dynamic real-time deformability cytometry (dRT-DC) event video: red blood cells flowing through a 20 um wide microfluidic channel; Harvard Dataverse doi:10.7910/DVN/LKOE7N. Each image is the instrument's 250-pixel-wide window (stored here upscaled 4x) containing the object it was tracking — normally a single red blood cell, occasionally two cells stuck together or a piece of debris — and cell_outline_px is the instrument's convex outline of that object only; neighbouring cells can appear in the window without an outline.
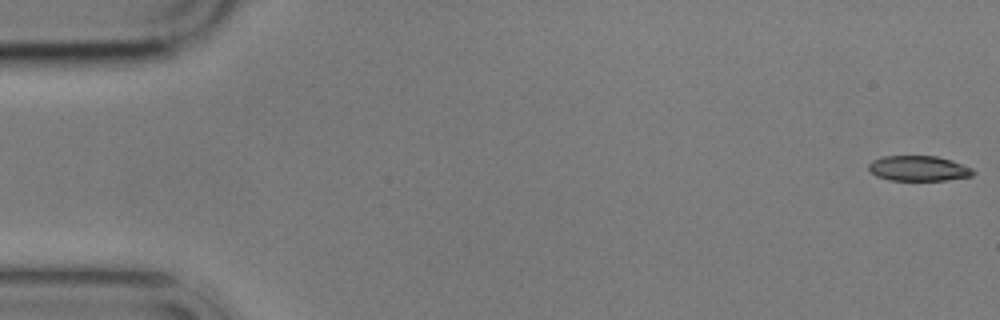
{"species": "common noctule bat (a hibernating species)", "species_latin": "Nyctalus noctula", "temperature_condition": "cold", "stored_images_in_passage": 6, "camera_frame_rate_fps": 3000, "um_per_image_px": 0.085, "animal": {"sex": "male", "body_mass_g": 17.9}, "frame": {"image": 1, "passage_image": 1, "time_ms": 0.0, "image_size_px": [1000, 320], "cell_outline_px": [[976, 172], [972, 176], [944, 180], [888, 180], [876, 176], [868, 168], [868, 164], [872, 160], [884, 156], [936, 156], [952, 160], [972, 168]], "centroid_in_image_um": [78.08, 14.31], "position_along_channel_um": 6.9, "area_um2": 15.37}}
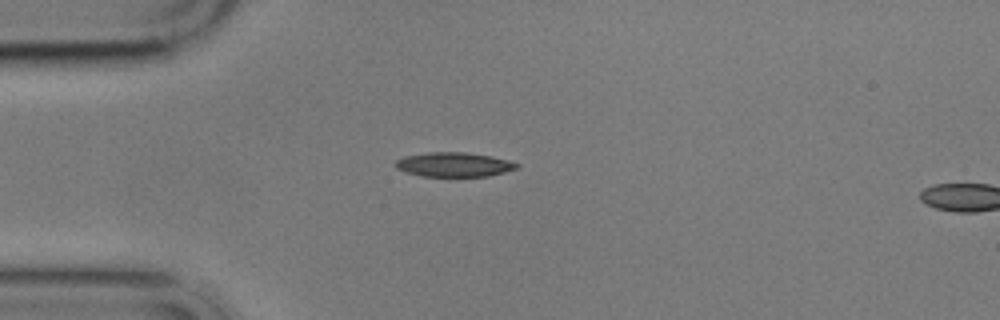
{"frame": {"image": 2, "passage_image": 5, "time_ms": 4.667, "image_size_px": [1000, 320], "cell_outline_px": [[520, 168], [488, 176], [420, 176], [396, 168], [392, 164], [396, 160], [404, 156], [428, 152], [464, 152], [492, 156], [508, 160], [520, 164]], "centroid_in_image_um": [38.59, 13.98], "position_along_channel_um": 46.4, "area_um2": 17.34}}